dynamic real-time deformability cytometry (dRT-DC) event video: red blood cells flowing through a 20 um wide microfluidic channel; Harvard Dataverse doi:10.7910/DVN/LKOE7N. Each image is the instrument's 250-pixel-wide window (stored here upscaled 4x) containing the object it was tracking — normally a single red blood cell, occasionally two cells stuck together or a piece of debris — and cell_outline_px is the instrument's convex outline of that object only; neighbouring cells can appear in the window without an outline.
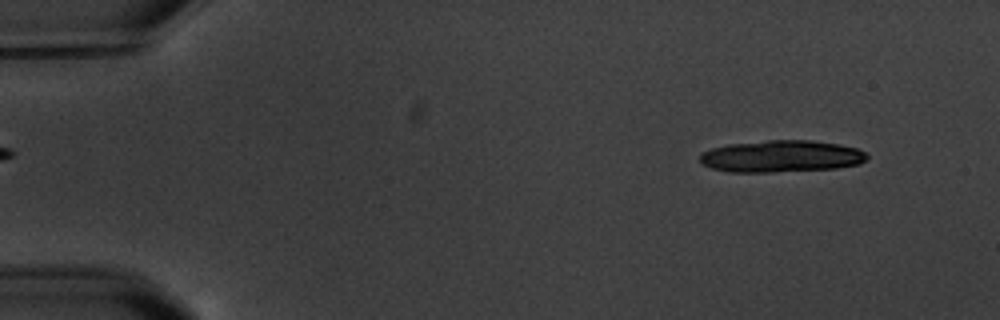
{"species": "common noctule bat (a hibernating species)", "species_latin": "Nyctalus noctula", "temperature_condition": "warm", "stored_images_in_passage": 12, "camera_frame_rate_fps": 3000, "um_per_image_px": 0.085, "animal": {"sex": "male", "body_mass_g": 20.1, "forearm_length_mm": 53.5}, "frame": {"image": 1, "passage_image": 1, "time_ms": 0.0, "image_size_px": [1000, 320], "cell_outline_px": [[868, 160], [860, 164], [836, 168], [772, 172], [728, 172], [712, 168], [700, 164], [700, 152], [712, 148], [728, 144], [768, 140], [812, 140], [840, 144], [856, 148], [864, 152], [868, 156]], "centroid_in_image_um": [66.4, 13.28], "position_along_channel_um": 18.6, "area_um2": 31.33}}
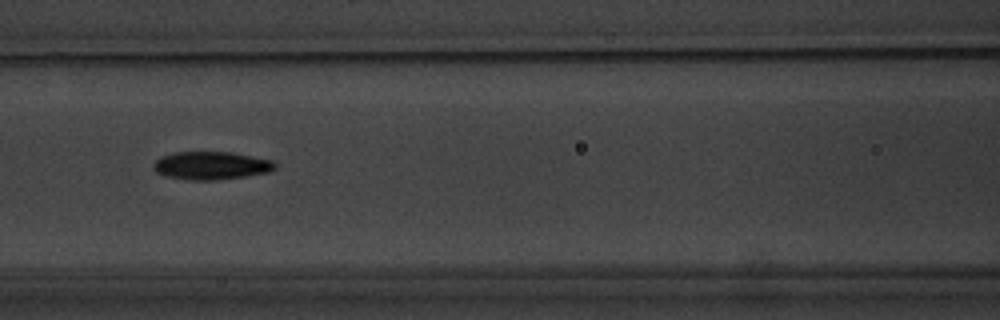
{"frame": {"image": 2, "passage_image": 7, "time_ms": 7.0, "image_size_px": [1000, 320], "cell_outline_px": [[276, 168], [268, 172], [244, 176], [216, 180], [188, 180], [164, 176], [156, 172], [152, 168], [152, 164], [160, 156], [176, 152], [232, 152], [272, 160], [276, 164]], "centroid_in_image_um": [17.9, 14.07], "position_along_channel_um": 148.7, "area_um2": 19.94}}